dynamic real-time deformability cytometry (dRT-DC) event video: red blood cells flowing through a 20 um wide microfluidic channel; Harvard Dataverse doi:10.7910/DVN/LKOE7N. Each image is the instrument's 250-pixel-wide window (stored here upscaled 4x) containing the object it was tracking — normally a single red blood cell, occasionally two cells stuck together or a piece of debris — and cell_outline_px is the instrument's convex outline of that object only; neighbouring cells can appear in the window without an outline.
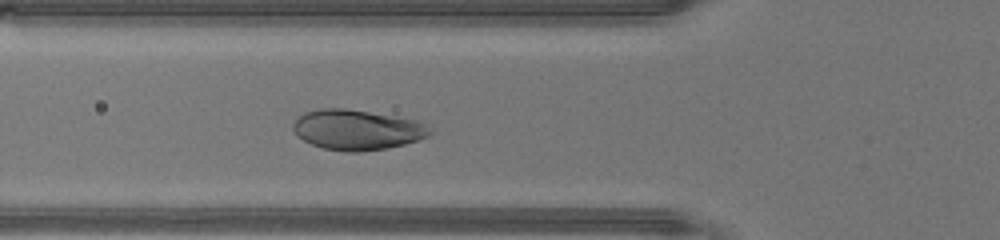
{"species": "human", "species_latin": "Homo sapiens", "temperature_condition": "warm", "stored_images_in_passage": 27, "camera_frame_rate_fps": 3000, "um_per_image_px": 0.085, "donor": {"sex": "male"}, "frame": {"image": 1, "passage_image": 3, "time_ms": 0.667, "image_size_px": [1000, 240], "cell_outline_px": [[432, 132], [428, 136], [404, 144], [388, 148], [360, 152], [348, 152], [324, 148], [312, 144], [296, 136], [292, 128], [292, 124], [304, 112], [320, 108], [344, 108], [420, 120], [428, 124]], "centroid_in_image_um": [30.36, 11.02], "position_along_channel_um": 95.4, "area_um2": 32.19}}
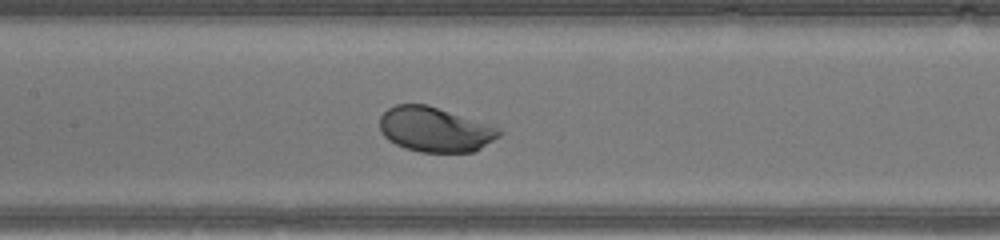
{"frame": {"image": 2, "passage_image": 8, "time_ms": 2.333, "image_size_px": [1000, 240], "cell_outline_px": [[504, 132], [500, 136], [480, 148], [472, 152], [420, 152], [404, 148], [388, 140], [380, 132], [380, 116], [388, 108], [396, 104], [428, 104], [496, 124]], "centroid_in_image_um": [37.03, 10.98], "position_along_channel_um": 170.4, "area_um2": 31.96}}
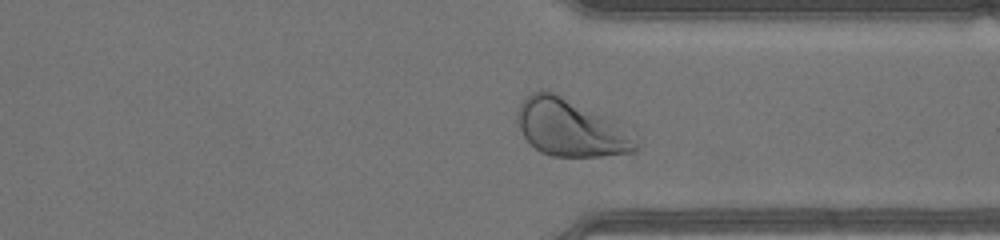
{"frame": {"image": 3, "passage_image": 21, "time_ms": 6.667, "image_size_px": [1000, 240], "cell_outline_px": [[640, 148], [636, 152], [600, 156], [552, 156], [540, 152], [524, 136], [520, 128], [516, 116], [516, 112], [524, 96], [540, 88], [556, 92], [600, 116], [636, 144]], "centroid_in_image_um": [48.3, 10.85], "position_along_channel_um": 363.1, "area_um2": 37.69}, "authors_computed_cell_mechanics": {"area_um2": 31.79, "velocity_mm_per_s": 4.4699, "shape_relaxation_time_tau1_ms": 0.9337, "shape_relaxation_time_tau2_ms": null, "deformation_change_tau1": 0.1122, "deformation_change_tau2": null}}